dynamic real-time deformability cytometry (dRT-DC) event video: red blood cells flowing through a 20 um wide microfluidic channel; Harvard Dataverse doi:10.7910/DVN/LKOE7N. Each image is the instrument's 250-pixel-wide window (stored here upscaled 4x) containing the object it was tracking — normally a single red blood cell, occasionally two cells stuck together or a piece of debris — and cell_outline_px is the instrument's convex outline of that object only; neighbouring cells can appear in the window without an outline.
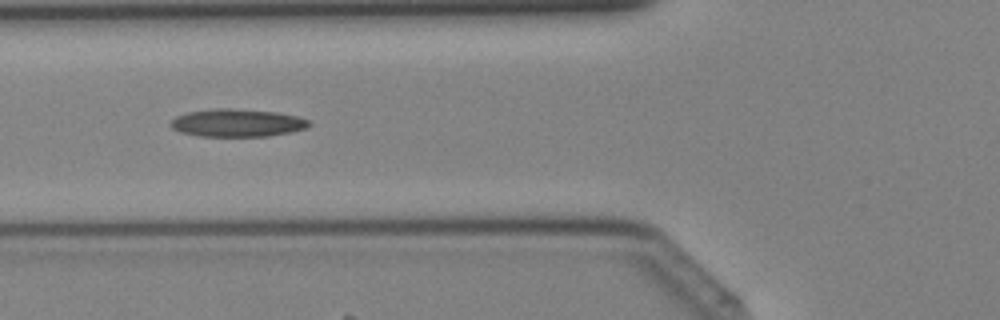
{"species": "Egyptian fruit bat (a non-hibernating species)", "species_latin": "Rousettus aegyptiacus", "temperature_condition": "cold", "stored_images_in_passage": 27, "camera_frame_rate_fps": 3000, "um_per_image_px": 0.085, "animal": {"sex": "female"}, "frame": {"image": 1, "passage_image": 8, "time_ms": 2.333, "image_size_px": [1000, 320], "cell_outline_px": [[312, 124], [304, 128], [288, 132], [268, 136], [196, 136], [180, 132], [172, 128], [168, 124], [176, 116], [188, 112], [216, 108], [232, 108], [276, 112], [296, 116], [308, 120]], "centroid_in_image_um": [20.11, 10.44], "position_along_channel_um": 105.7, "area_um2": 22.31}}
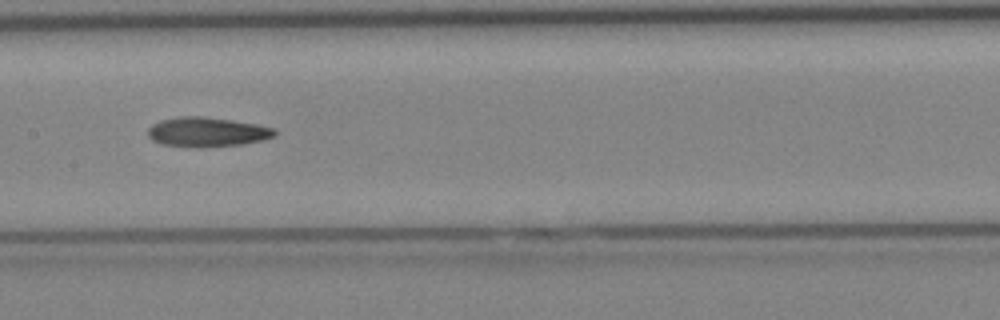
{"frame": {"image": 2, "passage_image": 13, "time_ms": 4.0, "image_size_px": [1000, 320], "cell_outline_px": [[276, 136], [264, 140], [240, 144], [204, 148], [164, 144], [152, 140], [148, 136], [148, 128], [152, 124], [160, 120], [180, 116], [204, 116], [232, 120], [256, 124], [276, 128]], "centroid_in_image_um": [17.62, 11.21], "position_along_channel_um": 189.8, "area_um2": 21.96}}
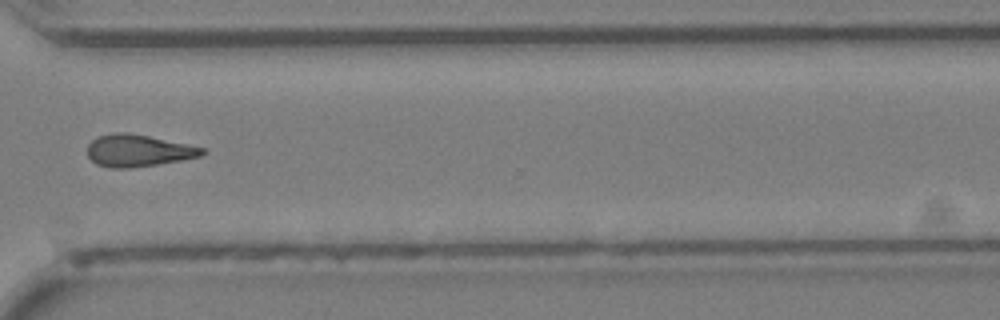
{"frame": {"image": 3, "passage_image": 23, "time_ms": 7.333, "image_size_px": [1000, 320], "cell_outline_px": [[208, 152], [200, 156], [180, 160], [156, 164], [128, 168], [112, 168], [96, 164], [88, 156], [88, 144], [96, 136], [116, 132], [124, 132], [148, 136], [204, 148]], "centroid_in_image_um": [11.71, 12.8], "position_along_channel_um": 358.9, "area_um2": 21.15}}